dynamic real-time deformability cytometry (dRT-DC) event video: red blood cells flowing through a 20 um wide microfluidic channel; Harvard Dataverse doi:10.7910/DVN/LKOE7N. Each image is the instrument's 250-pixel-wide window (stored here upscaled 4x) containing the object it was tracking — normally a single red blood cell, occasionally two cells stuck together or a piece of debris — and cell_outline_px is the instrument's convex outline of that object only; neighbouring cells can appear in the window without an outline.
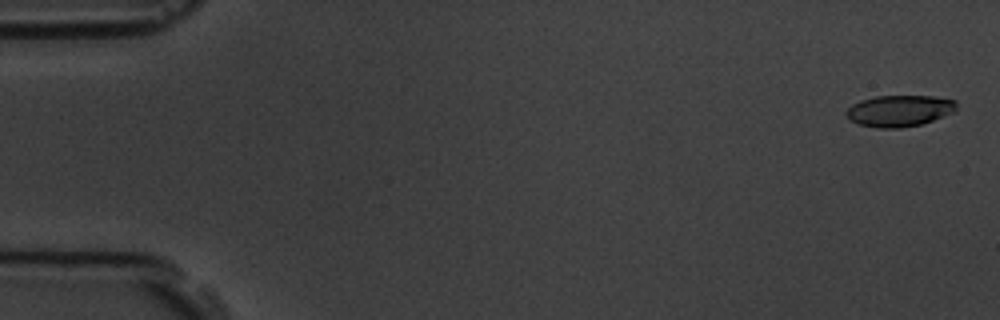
{"species": "common noctule bat (a hibernating species)", "species_latin": "Nyctalus noctula", "temperature_condition": "room temperature", "stored_images_in_passage": 6, "camera_frame_rate_fps": 3000, "um_per_image_px": 0.085, "animal": {"sex": "male", "body_mass_g": 19.5, "forearm_length_mm": 54.6}, "frame": {"image": 1, "passage_image": 1, "time_ms": 0.0, "image_size_px": [1000, 320], "cell_outline_px": [[956, 112], [920, 124], [900, 128], [876, 128], [860, 124], [852, 120], [844, 112], [852, 104], [860, 100], [876, 96], [932, 96], [956, 100]], "centroid_in_image_um": [76.46, 9.41], "position_along_channel_um": 8.5, "area_um2": 20.11}}